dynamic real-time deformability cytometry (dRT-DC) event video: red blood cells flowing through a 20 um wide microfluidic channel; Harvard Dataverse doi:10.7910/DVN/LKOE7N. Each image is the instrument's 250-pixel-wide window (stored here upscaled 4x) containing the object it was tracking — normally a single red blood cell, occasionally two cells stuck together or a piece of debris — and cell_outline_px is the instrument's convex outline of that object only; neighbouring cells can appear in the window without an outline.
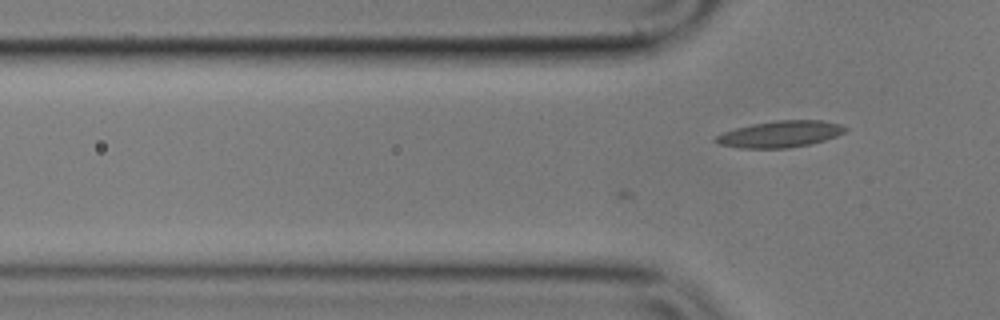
{"species": "common noctule bat (a hibernating species)", "species_latin": "Nyctalus noctula", "temperature_condition": "cold", "stored_images_in_passage": 4, "camera_frame_rate_fps": 3000, "um_per_image_px": 0.085, "animal": {"sex": "male", "body_mass_g": 17.9}, "frame": {"image": 1, "passage_image": 4, "time_ms": 1.0, "image_size_px": [1000, 320], "cell_outline_px": [[848, 128], [844, 132], [836, 136], [812, 144], [788, 148], [740, 148], [716, 144], [712, 140], [716, 136], [724, 132], [736, 128], [752, 124], [776, 120], [820, 120], [840, 124]], "centroid_in_image_um": [66.29, 11.4], "position_along_channel_um": 59.5, "area_um2": 20.06}}